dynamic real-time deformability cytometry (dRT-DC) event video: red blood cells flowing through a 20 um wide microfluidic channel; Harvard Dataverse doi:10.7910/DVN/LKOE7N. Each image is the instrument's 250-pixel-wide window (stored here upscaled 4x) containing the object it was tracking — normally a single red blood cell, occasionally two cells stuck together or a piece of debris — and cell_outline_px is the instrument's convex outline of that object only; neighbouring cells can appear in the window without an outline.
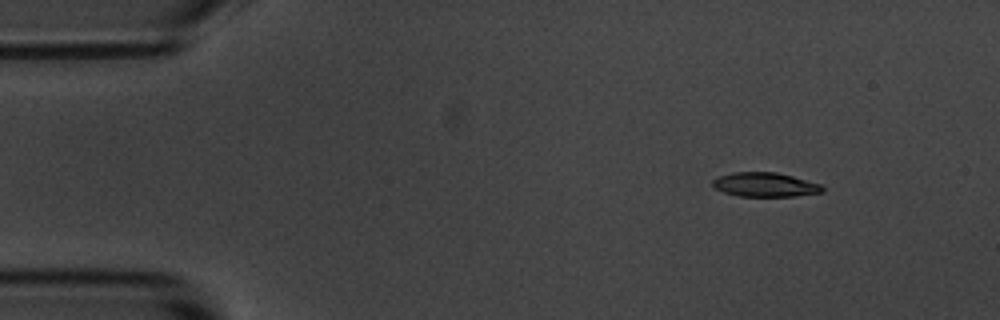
{"species": "common noctule bat (a hibernating species)", "species_latin": "Nyctalus noctula", "temperature_condition": "room temperature", "stored_images_in_passage": 54, "camera_frame_rate_fps": 3000, "um_per_image_px": 0.085, "animal": {"sex": "male", "body_mass_g": 20.1, "forearm_length_mm": 53.5}, "frame": {"image": 1, "passage_image": 6, "time_ms": 1.667, "image_size_px": [1000, 320], "cell_outline_px": [[824, 192], [796, 196], [740, 196], [724, 192], [716, 188], [712, 184], [712, 180], [720, 176], [732, 172], [776, 172], [792, 176], [820, 184], [824, 188]], "centroid_in_image_um": [65.04, 15.69], "position_along_channel_um": 20.0, "area_um2": 15.37}}
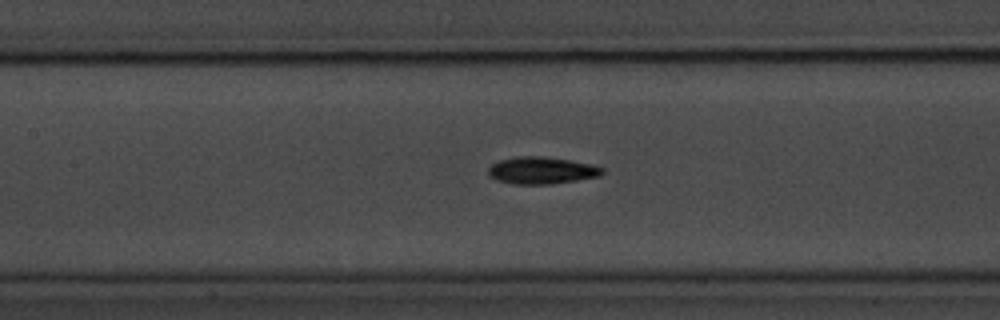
{"frame": {"image": 2, "passage_image": 24, "time_ms": 7.667, "image_size_px": [1000, 320], "cell_outline_px": [[604, 172], [600, 176], [552, 184], [516, 184], [496, 180], [488, 176], [488, 168], [492, 164], [500, 160], [516, 156], [540, 156], [572, 160], [592, 164], [604, 168]], "centroid_in_image_um": [46.04, 14.48], "position_along_channel_um": 161.4, "area_um2": 18.09}}
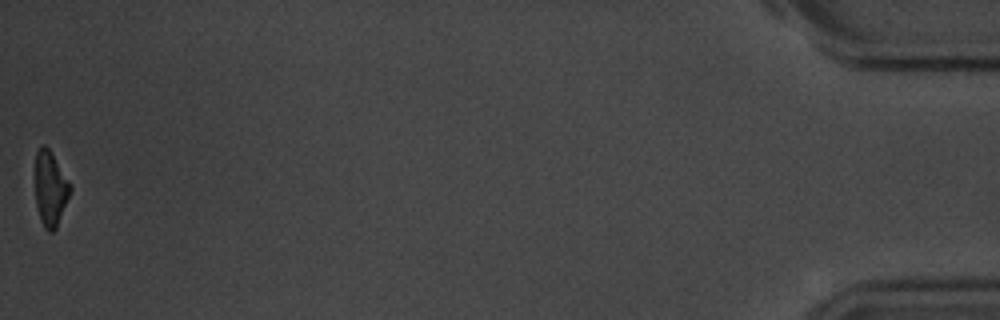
{"frame": {"image": 3, "passage_image": 54, "time_ms": 17.667, "image_size_px": [1000, 320], "cell_outline_px": [[72, 192], [56, 228], [52, 232], [48, 232], [44, 228], [40, 220], [36, 204], [36, 152], [44, 144], [48, 148], [72, 184]], "centroid_in_image_um": [4.31, 16.08], "position_along_channel_um": 430.9, "area_um2": 15.32}, "authors_computed_cell_mechanics": {"area_um2": 16.8487, "velocity_mm_per_s": 3.687, "shape_relaxation_time_tau1_ms": 2.583, "shape_relaxation_time_tau2_ms": 4.3333, "deformation_change_tau1": 0.121, "deformation_change_tau2": 0.1266}}